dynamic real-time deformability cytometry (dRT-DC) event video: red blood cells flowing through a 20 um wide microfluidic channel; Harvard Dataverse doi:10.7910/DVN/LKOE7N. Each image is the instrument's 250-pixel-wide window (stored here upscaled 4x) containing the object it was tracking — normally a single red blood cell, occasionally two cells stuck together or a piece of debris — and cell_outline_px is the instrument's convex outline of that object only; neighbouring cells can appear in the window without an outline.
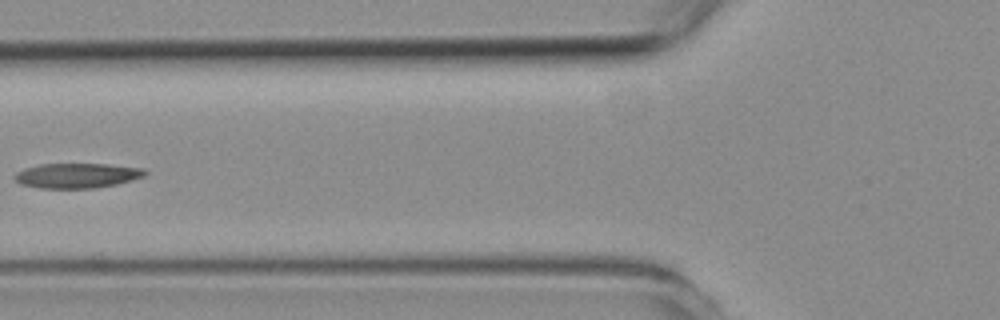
{"species": "common noctule bat (a hibernating species)", "species_latin": "Nyctalus noctula", "temperature_condition": "room temperature", "stored_images_in_passage": 6, "camera_frame_rate_fps": 3000, "um_per_image_px": 0.085, "animal": {"sex": "female", "body_mass_g": 19.3, "forearm_length_mm": 54.1}, "frame": {"image": 1, "passage_image": 4, "time_ms": 5.0, "image_size_px": [1000, 320], "cell_outline_px": [[148, 172], [144, 176], [132, 180], [116, 184], [96, 188], [40, 188], [20, 184], [12, 176], [16, 172], [24, 168], [40, 164], [108, 164], [144, 168]], "centroid_in_image_um": [6.54, 14.92], "position_along_channel_um": 119.3, "area_um2": 19.02}}
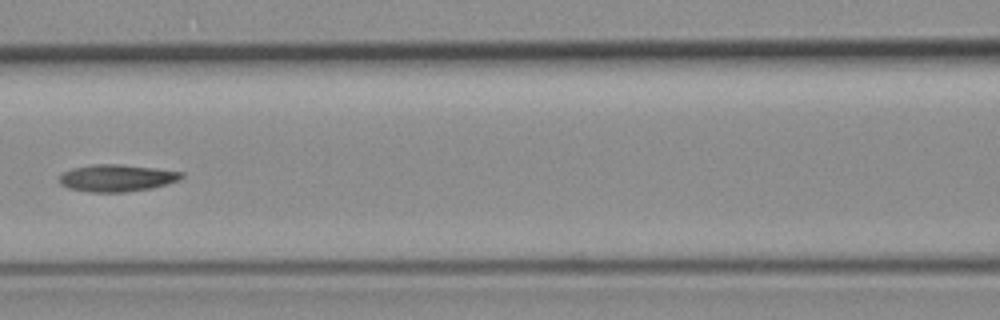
{"frame": {"image": 2, "passage_image": 5, "time_ms": 6.0, "image_size_px": [1000, 320], "cell_outline_px": [[184, 176], [180, 180], [168, 184], [152, 188], [124, 192], [92, 192], [68, 188], [60, 184], [56, 180], [64, 172], [72, 168], [92, 164], [120, 164], [184, 172]], "centroid_in_image_um": [9.92, 15.13], "position_along_channel_um": 156.7, "area_um2": 19.36}}
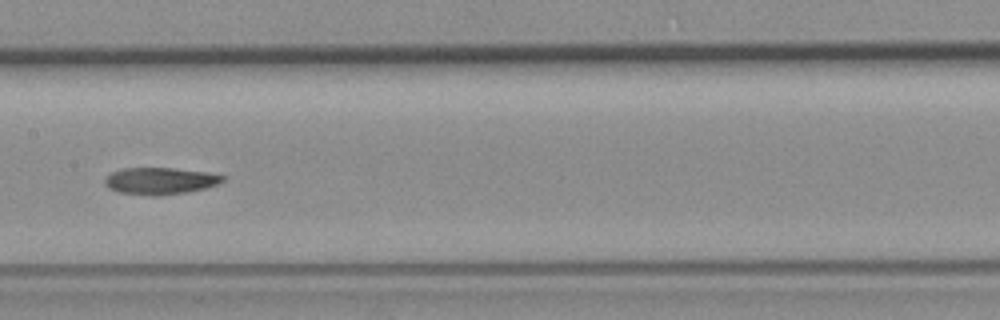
{"frame": {"image": 3, "passage_image": 6, "time_ms": 7.0, "image_size_px": [1000, 320], "cell_outline_px": [[224, 180], [216, 184], [204, 188], [184, 192], [160, 196], [152, 196], [120, 192], [108, 188], [104, 184], [104, 180], [112, 172], [124, 168], [172, 168], [208, 172], [224, 176]], "centroid_in_image_um": [13.58, 15.37], "position_along_channel_um": 193.8, "area_um2": 18.26}}